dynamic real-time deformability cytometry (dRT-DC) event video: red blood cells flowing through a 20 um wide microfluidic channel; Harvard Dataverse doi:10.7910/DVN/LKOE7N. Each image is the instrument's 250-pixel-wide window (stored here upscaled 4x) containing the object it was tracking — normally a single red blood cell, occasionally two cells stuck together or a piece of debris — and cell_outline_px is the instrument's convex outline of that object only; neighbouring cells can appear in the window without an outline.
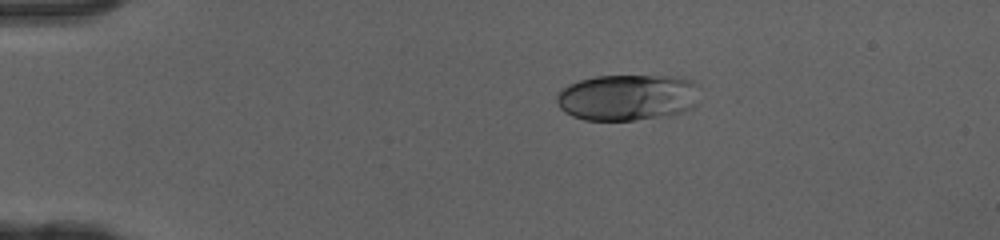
{"species": "human", "species_latin": "Homo sapiens", "temperature_condition": "cold", "stored_images_in_passage": 41, "camera_frame_rate_fps": 3000, "um_per_image_px": 0.085, "donor": {"sex": "female"}, "frame": {"image": 1, "passage_image": 1, "time_ms": 0.0, "image_size_px": [1000, 240], "cell_outline_px": [[700, 88], [696, 104], [692, 108], [676, 116], [636, 120], [584, 120], [572, 116], [564, 112], [560, 108], [556, 100], [556, 96], [568, 84], [580, 80], [596, 76], [684, 76], [692, 80]], "centroid_in_image_um": [53.41, 8.29], "position_along_channel_um": 31.6, "area_um2": 39.36}}
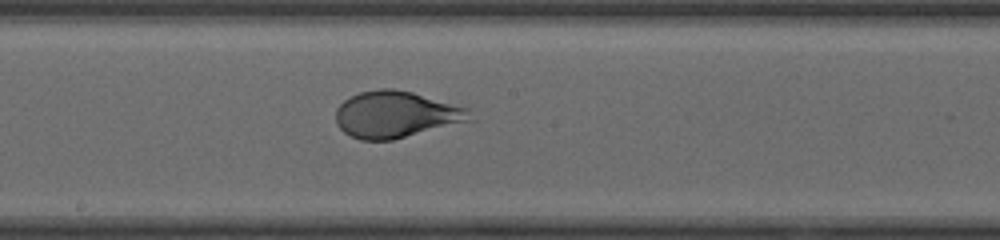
{"frame": {"image": 2, "passage_image": 19, "time_ms": 6.0, "image_size_px": [1000, 240], "cell_outline_px": [[472, 120], [392, 140], [360, 140], [344, 132], [336, 124], [336, 108], [344, 100], [360, 92], [380, 88], [392, 88], [412, 92], [468, 108]], "centroid_in_image_um": [33.62, 9.73], "position_along_channel_um": 214.6, "area_um2": 36.13}}
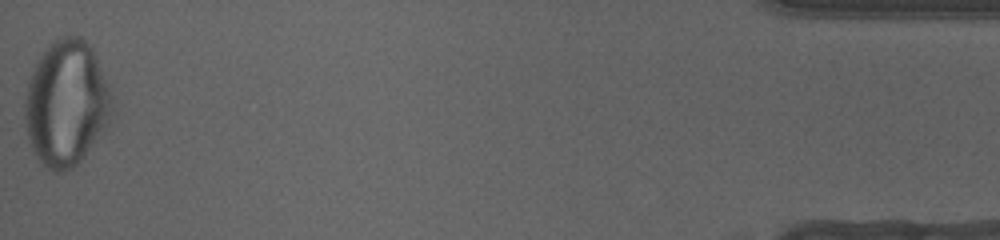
{"frame": {"image": 3, "passage_image": 41, "time_ms": 13.333, "image_size_px": [1000, 240], "cell_outline_px": [[116, 108], [104, 132], [80, 160], [72, 168], [60, 172], [52, 172], [36, 156], [32, 148], [28, 136], [24, 116], [24, 104], [28, 80], [36, 60], [48, 44], [52, 40], [60, 36], [80, 36], [92, 44], [112, 88]], "centroid_in_image_um": [5.7, 8.72], "position_along_channel_um": 429.5, "area_um2": 65.31}, "authors_computed_cell_mechanics": {"area_um2": 38.6682, "velocity_mm_per_s": 4.0981, "shape_relaxation_time_tau1_ms": 7.5298, "shape_relaxation_time_tau2_ms": null, "deformation_change_tau1": 0.2901, "deformation_change_tau2": null}}